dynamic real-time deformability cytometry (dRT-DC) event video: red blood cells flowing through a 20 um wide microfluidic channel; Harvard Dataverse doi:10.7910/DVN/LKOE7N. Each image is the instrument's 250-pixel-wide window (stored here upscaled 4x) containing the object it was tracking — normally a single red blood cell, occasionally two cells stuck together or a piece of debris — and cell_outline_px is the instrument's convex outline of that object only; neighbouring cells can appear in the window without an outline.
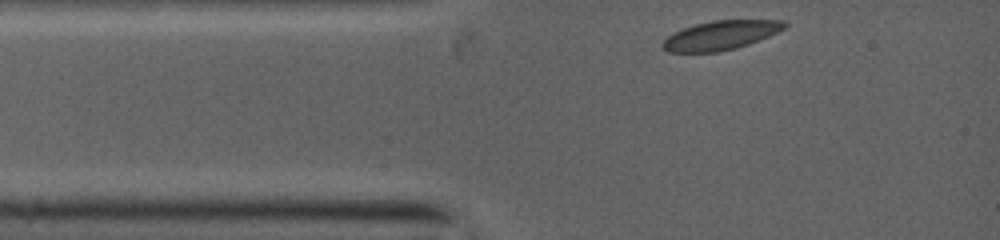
{"species": "common noctule bat (a hibernating species)", "species_latin": "Nyctalus noctula", "temperature_condition": "warm", "stored_images_in_passage": 4, "camera_frame_rate_fps": 5000, "um_per_image_px": 0.085, "animal": {"sex": "female", "body_mass_g": 19.0, "forearm_length_mm": 53.3}, "frame": {"image": 1, "passage_image": 1, "time_ms": 0.0, "image_size_px": [1000, 240], "cell_outline_px": [[788, 24], [784, 28], [776, 32], [756, 40], [732, 48], [716, 52], [668, 52], [660, 44], [672, 32], [696, 24], [712, 20], [784, 20]], "centroid_in_image_um": [61.19, 2.98], "position_along_channel_um": 23.8, "area_um2": 20.17}}
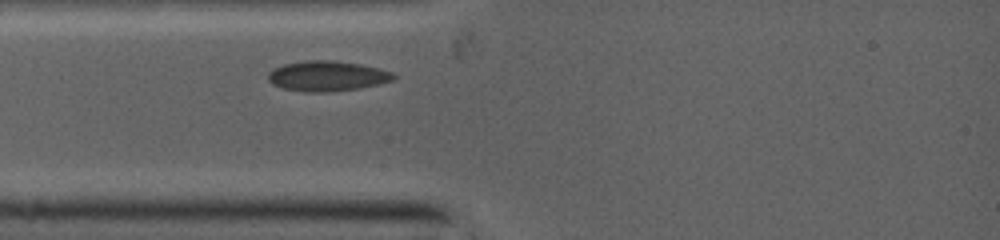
{"frame": {"image": 2, "passage_image": 4, "time_ms": 1.2, "image_size_px": [1000, 240], "cell_outline_px": [[396, 76], [392, 80], [376, 84], [356, 88], [320, 92], [312, 92], [284, 88], [272, 84], [268, 80], [268, 72], [284, 64], [308, 60], [332, 60], [360, 64], [392, 72]], "centroid_in_image_um": [27.77, 6.44], "position_along_channel_um": 57.2, "area_um2": 21.5}}